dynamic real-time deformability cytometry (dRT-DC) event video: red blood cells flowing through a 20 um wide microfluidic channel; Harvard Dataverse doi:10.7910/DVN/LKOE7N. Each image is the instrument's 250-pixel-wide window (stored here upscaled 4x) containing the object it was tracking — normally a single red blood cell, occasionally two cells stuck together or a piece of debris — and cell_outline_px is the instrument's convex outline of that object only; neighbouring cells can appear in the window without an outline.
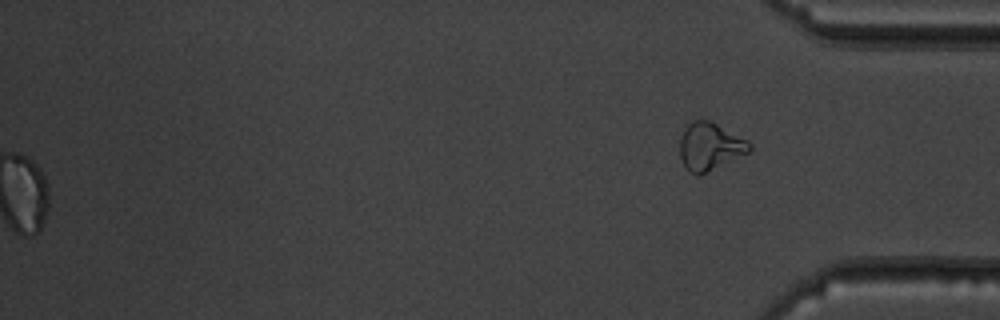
{"species": "common noctule bat (a hibernating species)", "species_latin": "Nyctalus noctula", "temperature_condition": "warm", "stored_images_in_passage": 55, "segment_of_instrument_passage": [2, 2], "camera_frame_rate_fps": 3000, "um_per_image_px": 0.085, "animal": {"sex": "male", "body_mass_g": 19.5, "forearm_length_mm": 54.6}, "frame": {"image": 1, "passage_image": 55, "time_ms": 18.0, "image_size_px": [1000, 320], "cell_outline_px": [[752, 148], [748, 152], [700, 176], [696, 176], [688, 172], [684, 168], [680, 160], [680, 136], [688, 120], [708, 120], [748, 140], [752, 144]], "centroid_in_image_um": [60.29, 12.46], "position_along_channel_um": 374.9, "area_um2": 19.59}}